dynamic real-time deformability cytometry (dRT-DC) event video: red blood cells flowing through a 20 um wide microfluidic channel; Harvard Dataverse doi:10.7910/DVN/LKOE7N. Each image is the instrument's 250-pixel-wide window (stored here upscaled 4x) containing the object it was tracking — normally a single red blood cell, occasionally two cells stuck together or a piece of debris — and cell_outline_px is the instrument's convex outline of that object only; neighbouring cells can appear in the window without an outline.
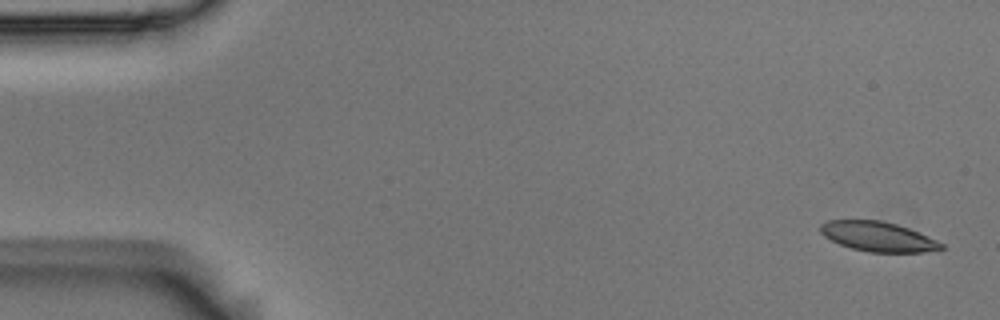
{"species": "Egyptian fruit bat (a non-hibernating species)", "species_latin": "Rousettus aegyptiacus", "temperature_condition": "room temperature", "stored_images_in_passage": 5, "camera_frame_rate_fps": 3000, "um_per_image_px": 0.085, "animal": {"sex": "male"}, "frame": {"image": 1, "passage_image": 1, "time_ms": 0.0, "image_size_px": [1000, 320], "cell_outline_px": [[944, 248], [924, 252], [868, 252], [852, 248], [840, 244], [824, 236], [820, 232], [820, 224], [828, 220], [880, 220], [896, 224], [908, 228], [936, 240], [944, 244]], "centroid_in_image_um": [74.61, 20.1], "position_along_channel_um": 10.4, "area_um2": 20.75}}
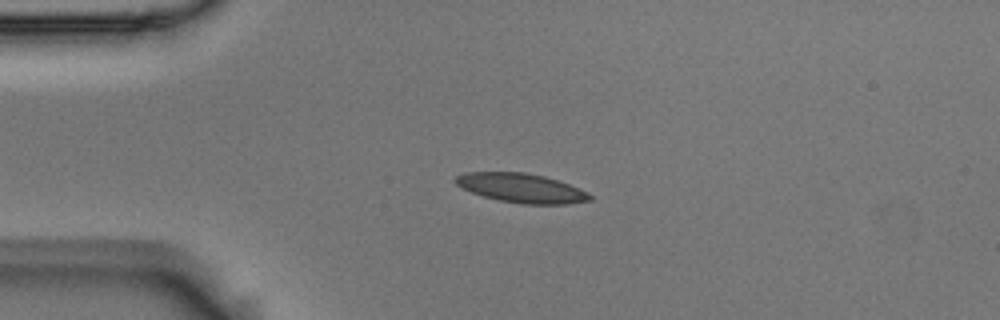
{"frame": {"image": 2, "passage_image": 4, "time_ms": 1.0, "image_size_px": [1000, 320], "cell_outline_px": [[592, 200], [568, 204], [520, 204], [500, 200], [484, 196], [460, 188], [452, 180], [456, 176], [464, 172], [524, 172], [544, 176], [580, 188], [588, 192], [592, 196]], "centroid_in_image_um": [44.3, 15.98], "position_along_channel_um": 40.7, "area_um2": 22.95}}